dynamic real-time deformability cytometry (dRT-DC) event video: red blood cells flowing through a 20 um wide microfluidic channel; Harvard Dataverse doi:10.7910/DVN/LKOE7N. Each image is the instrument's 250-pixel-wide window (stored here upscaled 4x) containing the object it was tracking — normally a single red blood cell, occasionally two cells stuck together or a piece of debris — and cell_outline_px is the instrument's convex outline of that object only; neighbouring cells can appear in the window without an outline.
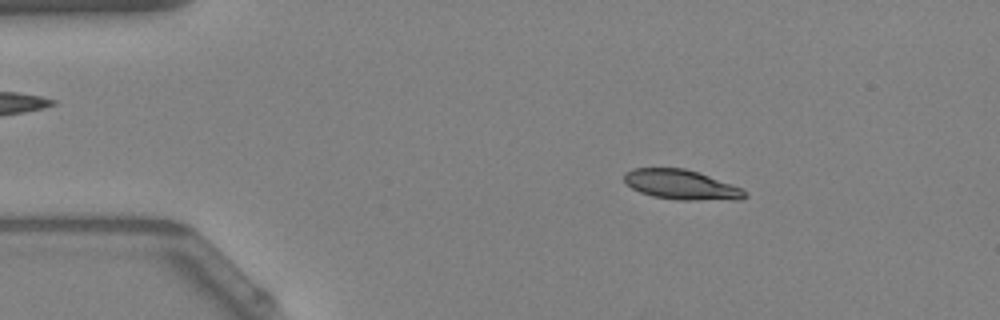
{"species": "Egyptian fruit bat (a non-hibernating species)", "species_latin": "Rousettus aegyptiacus", "temperature_condition": "warm", "stored_images_in_passage": 51, "camera_frame_rate_fps": 3000, "um_per_image_px": 0.085, "animal": {"sex": "female"}, "frame": {"image": 1, "passage_image": 8, "time_ms": 2.333, "image_size_px": [1000, 320], "cell_outline_px": [[748, 196], [740, 200], [676, 200], [652, 196], [640, 192], [632, 188], [624, 180], [624, 172], [632, 168], [684, 168], [732, 184], [748, 192]], "centroid_in_image_um": [57.92, 15.71], "position_along_channel_um": 27.1, "area_um2": 20.98}}
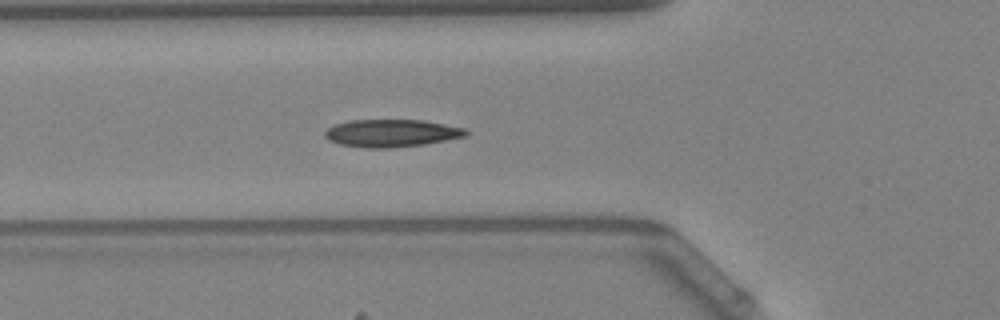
{"frame": {"image": 2, "passage_image": 18, "time_ms": 5.667, "image_size_px": [1000, 320], "cell_outline_px": [[468, 136], [424, 144], [388, 148], [364, 148], [340, 144], [328, 140], [324, 136], [324, 132], [332, 124], [348, 120], [424, 120], [464, 128], [468, 132]], "centroid_in_image_um": [33.24, 11.31], "position_along_channel_um": 92.6, "area_um2": 22.77}}
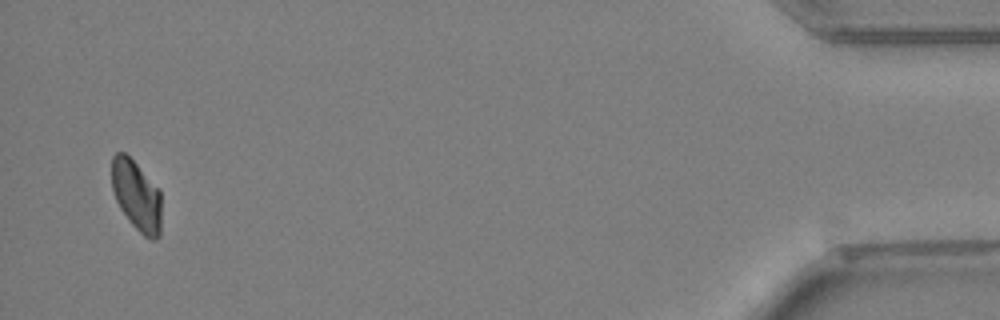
{"frame": {"image": 3, "passage_image": 50, "time_ms": 16.333, "image_size_px": [1000, 320], "cell_outline_px": [[160, 236], [156, 240], [152, 240], [144, 236], [128, 220], [120, 208], [116, 200], [112, 188], [112, 156], [116, 152], [124, 152], [160, 188]], "centroid_in_image_um": [11.61, 16.63], "position_along_channel_um": 423.6, "area_um2": 20.35}, "authors_computed_cell_mechanics": {"area_um2": 21.2704, "velocity_mm_per_s": 3.8895, "shape_relaxation_time_tau1_ms": 3.5063, "shape_relaxation_time_tau2_ms": 3.1918, "deformation_change_tau1": 0.1391, "deformation_change_tau2": 0.0799}}